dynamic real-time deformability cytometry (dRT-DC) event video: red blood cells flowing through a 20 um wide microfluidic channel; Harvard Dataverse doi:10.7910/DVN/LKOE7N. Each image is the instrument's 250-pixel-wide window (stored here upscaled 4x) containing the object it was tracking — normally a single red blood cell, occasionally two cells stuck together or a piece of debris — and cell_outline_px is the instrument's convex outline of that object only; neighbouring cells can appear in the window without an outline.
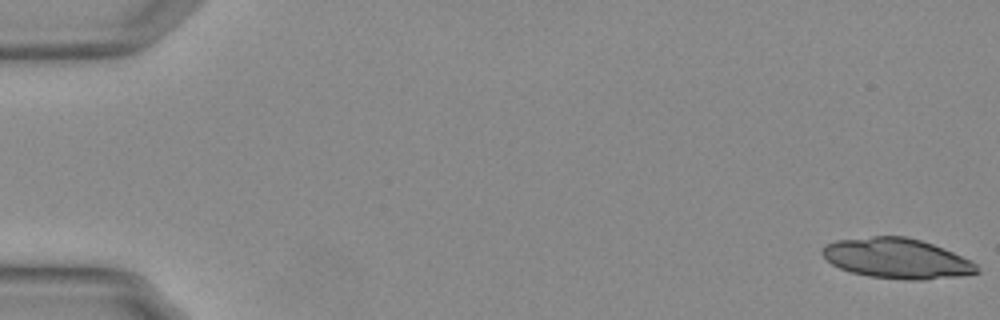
{"species": "Egyptian fruit bat (a non-hibernating species)", "species_latin": "Rousettus aegyptiacus", "temperature_condition": "warm", "stored_images_in_passage": 13, "camera_frame_rate_fps": 3000, "um_per_image_px": 0.085, "animal": {"sex": "female"}, "frame": {"image": 1, "passage_image": 1, "time_ms": 0.0, "image_size_px": [1000, 320], "cell_outline_px": [[980, 272], [960, 276], [924, 280], [904, 280], [868, 276], [852, 272], [840, 268], [832, 264], [820, 252], [828, 244], [836, 240], [872, 236], [908, 236], [944, 248], [972, 260], [976, 264]], "centroid_in_image_um": [76.27, 21.97], "position_along_channel_um": 8.7, "area_um2": 36.24}}